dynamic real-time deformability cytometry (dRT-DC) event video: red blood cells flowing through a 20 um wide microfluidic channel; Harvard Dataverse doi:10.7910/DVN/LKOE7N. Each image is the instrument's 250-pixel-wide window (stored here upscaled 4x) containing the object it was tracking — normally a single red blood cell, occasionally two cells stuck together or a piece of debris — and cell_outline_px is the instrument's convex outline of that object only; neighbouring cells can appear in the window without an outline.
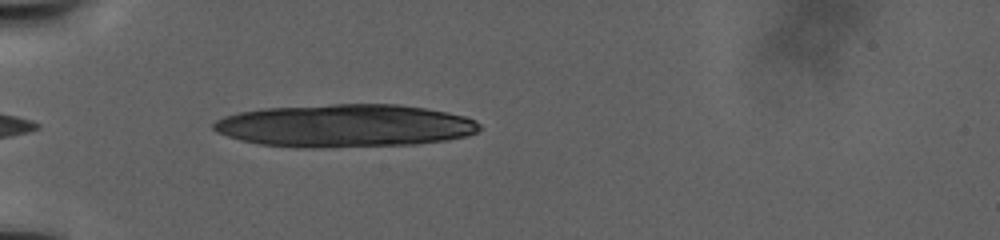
{"species": "human", "species_latin": "Homo sapiens", "temperature_condition": "warm", "stored_images_in_passage": 13, "camera_frame_rate_fps": 3000, "um_per_image_px": 0.085, "donor": {"sex": "male"}, "frame": {"image": 1, "passage_image": 1, "time_ms": 0.0, "image_size_px": [1000, 240], "cell_outline_px": [[480, 128], [476, 132], [468, 136], [444, 140], [416, 144], [320, 148], [300, 148], [260, 144], [240, 140], [216, 132], [212, 128], [212, 124], [216, 120], [224, 116], [240, 112], [264, 108], [332, 104], [400, 104], [448, 112], [464, 116], [476, 120], [480, 124]], "centroid_in_image_um": [29.31, 10.69], "position_along_channel_um": 55.7, "area_um2": 66.7}}